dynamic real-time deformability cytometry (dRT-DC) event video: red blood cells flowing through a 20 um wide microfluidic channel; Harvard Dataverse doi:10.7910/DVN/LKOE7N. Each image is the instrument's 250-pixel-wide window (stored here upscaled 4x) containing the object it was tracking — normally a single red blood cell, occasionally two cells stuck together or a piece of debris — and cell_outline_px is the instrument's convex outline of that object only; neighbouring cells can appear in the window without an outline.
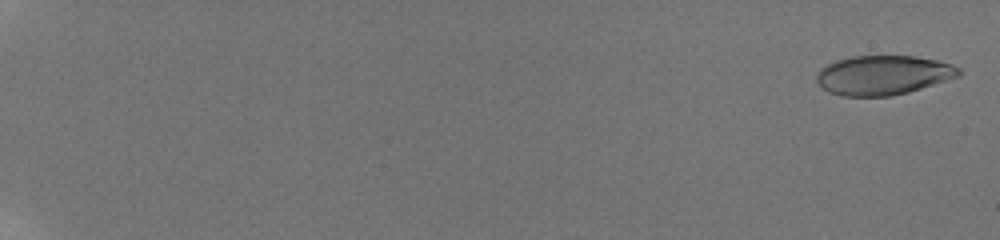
{"species": "human", "species_latin": "Homo sapiens", "temperature_condition": "room temperature", "stored_images_in_passage": 45, "camera_frame_rate_fps": 3000, "um_per_image_px": 0.085, "donor": {"sex": "male"}, "frame": {"image": 1, "passage_image": 3, "time_ms": 0.333, "image_size_px": [1000, 240], "cell_outline_px": [[960, 76], [908, 92], [888, 96], [840, 96], [828, 92], [816, 80], [816, 76], [820, 68], [836, 60], [852, 56], [916, 56], [936, 60], [952, 64], [960, 68]], "centroid_in_image_um": [75.06, 6.38], "position_along_channel_um": 9.9, "area_um2": 32.6}}
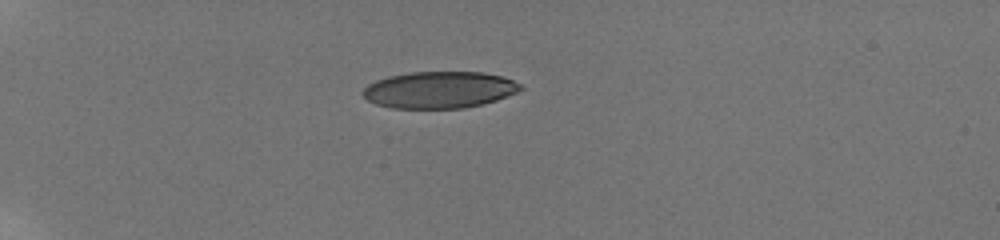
{"frame": {"image": 2, "passage_image": 39, "time_ms": 6.333, "image_size_px": [1000, 240], "cell_outline_px": [[524, 88], [516, 92], [496, 100], [464, 108], [392, 108], [376, 104], [368, 100], [360, 92], [368, 84], [376, 80], [388, 76], [412, 72], [484, 72], [500, 76], [512, 80], [520, 84]], "centroid_in_image_um": [37.31, 7.63], "position_along_channel_um": 47.7, "area_um2": 33.58}}